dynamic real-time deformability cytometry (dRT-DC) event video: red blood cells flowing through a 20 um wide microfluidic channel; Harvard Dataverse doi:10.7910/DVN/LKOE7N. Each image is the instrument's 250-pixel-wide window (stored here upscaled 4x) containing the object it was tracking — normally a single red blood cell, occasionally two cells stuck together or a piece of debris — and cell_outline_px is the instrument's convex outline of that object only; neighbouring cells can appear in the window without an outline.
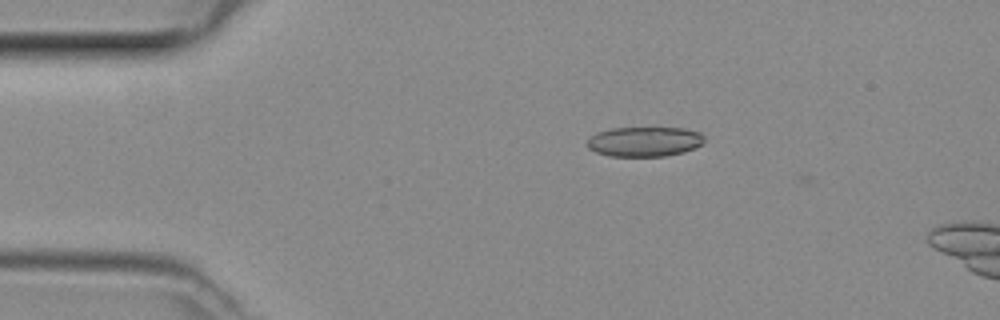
{"species": "common noctule bat (a hibernating species)", "species_latin": "Nyctalus noctula", "temperature_condition": "room temperature", "stored_images_in_passage": 4, "camera_frame_rate_fps": 3000, "um_per_image_px": 0.085, "animal": {"sex": "female", "body_mass_g": 29.2, "forearm_length_mm": 56.3}, "frame": {"image": 1, "passage_image": 3, "time_ms": 0.667, "image_size_px": [1000, 320], "cell_outline_px": [[704, 140], [700, 144], [684, 152], [664, 156], [608, 156], [596, 152], [588, 148], [588, 136], [596, 132], [612, 128], [684, 128], [700, 132], [704, 136]], "centroid_in_image_um": [54.74, 12.03], "position_along_channel_um": 30.3, "area_um2": 20.35}}